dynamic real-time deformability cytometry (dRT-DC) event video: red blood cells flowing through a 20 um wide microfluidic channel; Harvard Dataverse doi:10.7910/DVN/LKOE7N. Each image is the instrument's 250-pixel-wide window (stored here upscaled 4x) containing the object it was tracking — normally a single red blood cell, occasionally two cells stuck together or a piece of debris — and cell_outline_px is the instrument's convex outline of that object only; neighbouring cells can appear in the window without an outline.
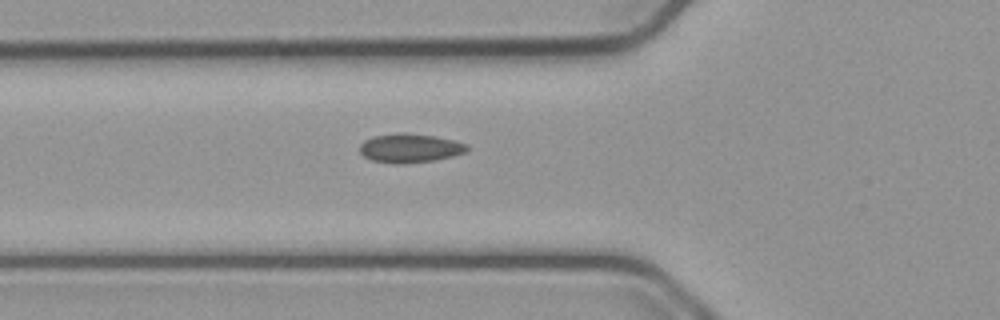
{"species": "common noctule bat (a hibernating species)", "species_latin": "Nyctalus noctula", "temperature_condition": "cold", "stored_images_in_passage": 30, "camera_frame_rate_fps": 3000, "um_per_image_px": 0.085, "animal": {"sex": "male", "body_mass_g": 23.1, "forearm_length_mm": 52.7}, "frame": {"image": 1, "passage_image": 2, "time_ms": 0.333, "image_size_px": [1000, 320], "cell_outline_px": [[468, 152], [452, 156], [432, 160], [400, 164], [392, 164], [372, 160], [364, 156], [360, 152], [360, 144], [364, 140], [372, 136], [404, 132], [436, 136], [468, 144]], "centroid_in_image_um": [34.83, 12.58], "position_along_channel_um": 91.0, "area_um2": 18.15}}
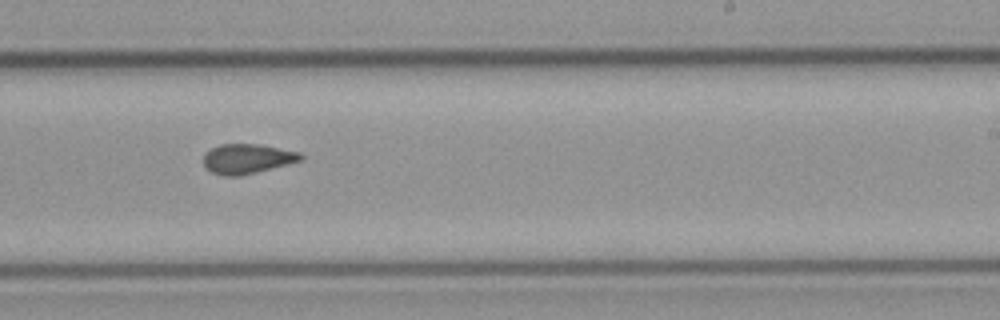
{"frame": {"image": 2, "passage_image": 16, "time_ms": 5.0, "image_size_px": [1000, 320], "cell_outline_px": [[304, 160], [240, 176], [224, 176], [212, 172], [204, 164], [204, 156], [212, 148], [220, 144], [256, 144], [300, 152], [304, 156]], "centroid_in_image_um": [21.05, 13.5], "position_along_channel_um": 267.9, "area_um2": 16.65}}
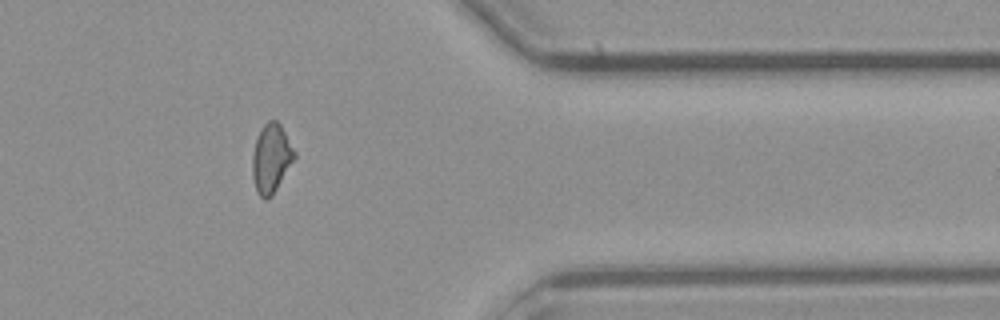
{"frame": {"image": 3, "passage_image": 27, "time_ms": 8.667, "image_size_px": [1000, 320], "cell_outline_px": [[296, 156], [272, 196], [268, 200], [264, 200], [260, 196], [256, 188], [252, 176], [252, 156], [256, 140], [260, 128], [268, 120], [276, 120], [280, 124], [296, 152]], "centroid_in_image_um": [23.05, 13.46], "position_along_channel_um": 388.4, "area_um2": 16.82}}